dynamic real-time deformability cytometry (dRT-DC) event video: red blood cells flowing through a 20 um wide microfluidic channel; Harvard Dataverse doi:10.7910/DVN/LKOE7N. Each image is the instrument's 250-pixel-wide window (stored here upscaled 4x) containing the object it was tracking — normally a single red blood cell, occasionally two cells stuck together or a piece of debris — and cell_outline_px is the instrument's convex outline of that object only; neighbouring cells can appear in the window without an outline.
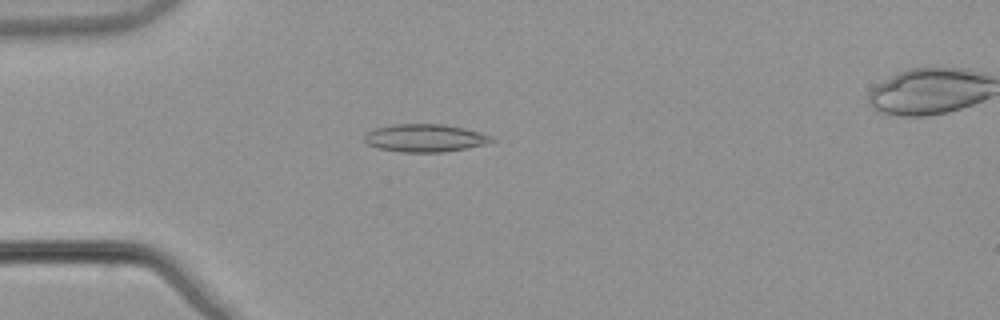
{"species": "common noctule bat (a hibernating species)", "species_latin": "Nyctalus noctula", "temperature_condition": "warm", "stored_images_in_passage": 49, "camera_frame_rate_fps": 3000, "um_per_image_px": 0.085, "animal": {"sex": "male", "body_mass_g": 21.5, "forearm_length_mm": 52.0}, "frame": {"image": 1, "passage_image": 11, "time_ms": 3.333, "image_size_px": [1000, 320], "cell_outline_px": [[496, 140], [484, 144], [464, 148], [440, 152], [400, 152], [380, 148], [368, 144], [364, 140], [364, 136], [368, 132], [376, 128], [396, 124], [444, 124], [464, 128], [480, 132], [492, 136]], "centroid_in_image_um": [36.13, 11.72], "position_along_channel_um": 48.9, "area_um2": 20.35}}
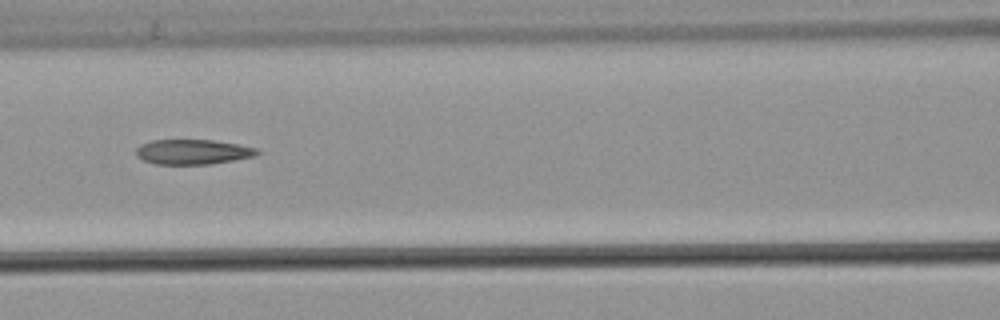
{"frame": {"image": 2, "passage_image": 20, "time_ms": 6.333, "image_size_px": [1000, 320], "cell_outline_px": [[260, 152], [256, 156], [208, 164], [156, 164], [144, 160], [136, 156], [136, 148], [140, 144], [152, 140], [212, 140], [236, 144], [256, 148]], "centroid_in_image_um": [16.36, 12.9], "position_along_channel_um": 150.2, "area_um2": 17.46}}
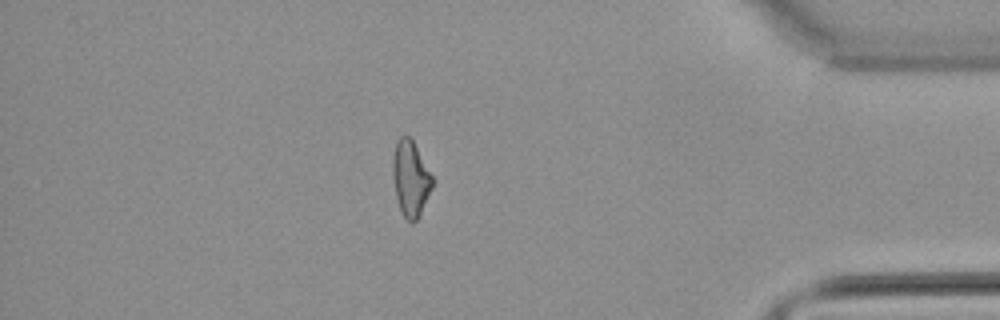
{"frame": {"image": 3, "passage_image": 42, "time_ms": 13.667, "image_size_px": [1000, 320], "cell_outline_px": [[432, 188], [416, 220], [412, 224], [400, 212], [396, 196], [392, 176], [392, 156], [396, 140], [400, 136], [412, 136], [432, 176]], "centroid_in_image_um": [34.87, 15.11], "position_along_channel_um": 400.3, "area_um2": 17.57}, "authors_computed_cell_mechanics": {"area_um2": 18.3226, "velocity_mm_per_s": 3.9054, "shape_relaxation_time_tau1_ms": null, "shape_relaxation_time_tau2_ms": 3.3301, "deformation_change_tau1": null, "deformation_change_tau2": 0.12}}